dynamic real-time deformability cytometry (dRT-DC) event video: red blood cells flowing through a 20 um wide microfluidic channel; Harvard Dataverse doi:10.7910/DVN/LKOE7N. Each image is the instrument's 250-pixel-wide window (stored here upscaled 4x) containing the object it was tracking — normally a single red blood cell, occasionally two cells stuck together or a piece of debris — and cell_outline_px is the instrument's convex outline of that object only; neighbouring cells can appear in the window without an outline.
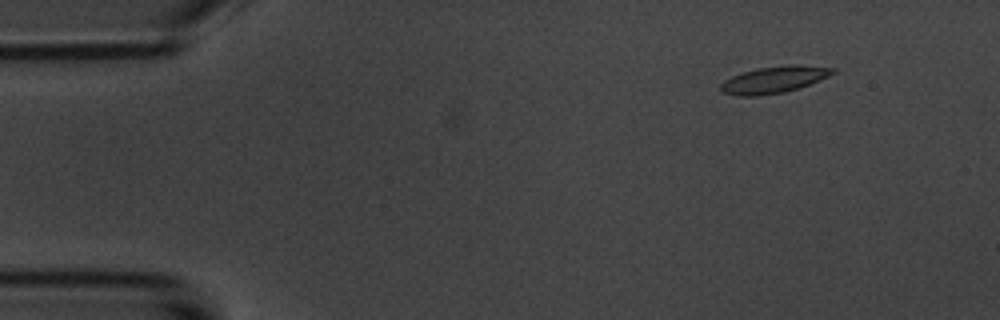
{"species": "common noctule bat (a hibernating species)", "species_latin": "Nyctalus noctula", "temperature_condition": "room temperature", "stored_images_in_passage": 4, "camera_frame_rate_fps": 3000, "um_per_image_px": 0.085, "animal": {"sex": "male", "body_mass_g": 20.1, "forearm_length_mm": 53.5}, "frame": {"image": 1, "passage_image": 2, "time_ms": 1.333, "image_size_px": [1000, 320], "cell_outline_px": [[836, 72], [820, 80], [800, 88], [784, 92], [756, 96], [740, 96], [720, 92], [720, 84], [724, 80], [732, 76], [756, 68], [792, 64], [796, 64], [836, 68]], "centroid_in_image_um": [65.79, 6.77], "position_along_channel_um": 19.2, "area_um2": 17.57}}
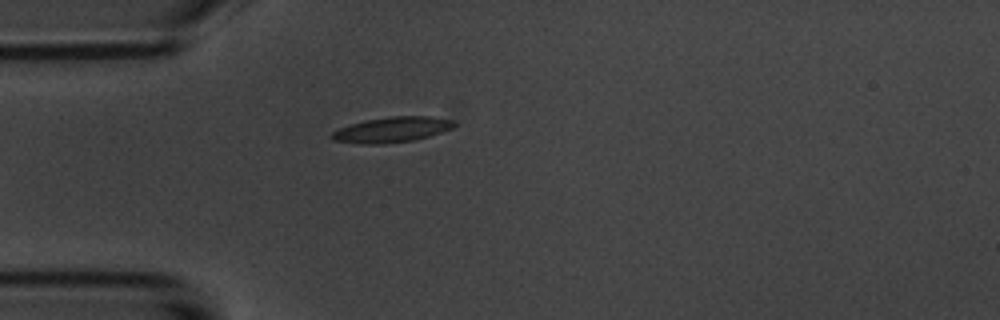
{"frame": {"image": 2, "passage_image": 4, "time_ms": 4.333, "image_size_px": [1000, 320], "cell_outline_px": [[456, 124], [452, 128], [416, 140], [384, 144], [364, 144], [332, 140], [332, 132], [348, 124], [364, 120], [388, 116], [432, 116], [452, 120]], "centroid_in_image_um": [33.3, 11.01], "position_along_channel_um": 51.7, "area_um2": 18.15}}